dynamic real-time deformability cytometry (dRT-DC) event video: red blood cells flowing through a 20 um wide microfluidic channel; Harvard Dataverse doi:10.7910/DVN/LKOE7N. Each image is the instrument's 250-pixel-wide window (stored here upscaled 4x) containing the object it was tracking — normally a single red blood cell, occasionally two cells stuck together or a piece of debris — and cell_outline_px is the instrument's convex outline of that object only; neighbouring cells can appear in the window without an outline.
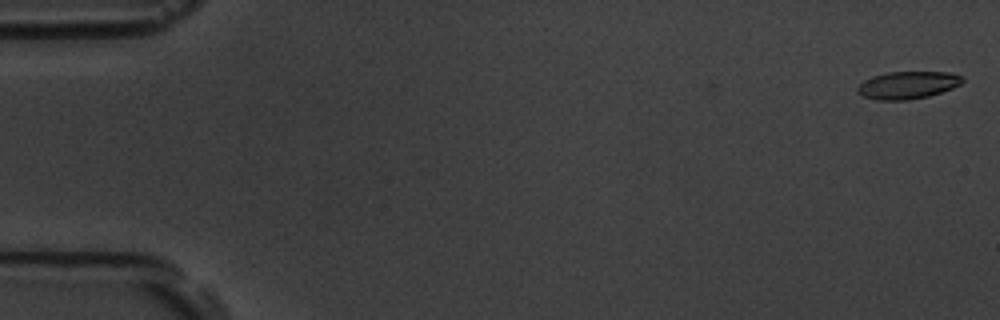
{"species": "common noctule bat (a hibernating species)", "species_latin": "Nyctalus noctula", "temperature_condition": "room temperature", "stored_images_in_passage": 58, "camera_frame_rate_fps": 3000, "um_per_image_px": 0.085, "animal": {"sex": "male", "body_mass_g": 19.5, "forearm_length_mm": 54.6}, "frame": {"image": 1, "passage_image": 2, "time_ms": 0.333, "image_size_px": [1000, 320], "cell_outline_px": [[964, 80], [960, 84], [952, 88], [928, 96], [908, 100], [876, 100], [864, 96], [856, 92], [856, 88], [864, 80], [872, 76], [888, 72], [948, 72], [960, 76]], "centroid_in_image_um": [77.11, 7.23], "position_along_channel_um": 7.9, "area_um2": 16.7}}
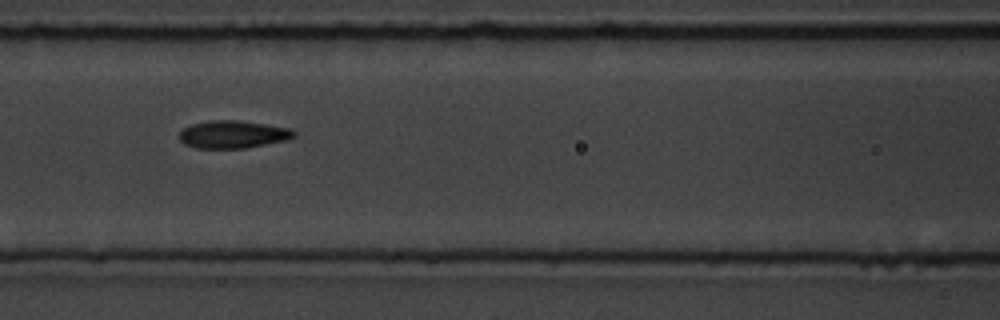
{"frame": {"image": 2, "passage_image": 26, "time_ms": 8.333, "image_size_px": [1000, 320], "cell_outline_px": [[296, 136], [288, 140], [244, 148], [196, 148], [184, 144], [180, 140], [180, 132], [184, 128], [192, 124], [208, 120], [240, 120], [288, 128], [296, 132]], "centroid_in_image_um": [19.8, 11.42], "position_along_channel_um": 146.8, "area_um2": 18.44}}
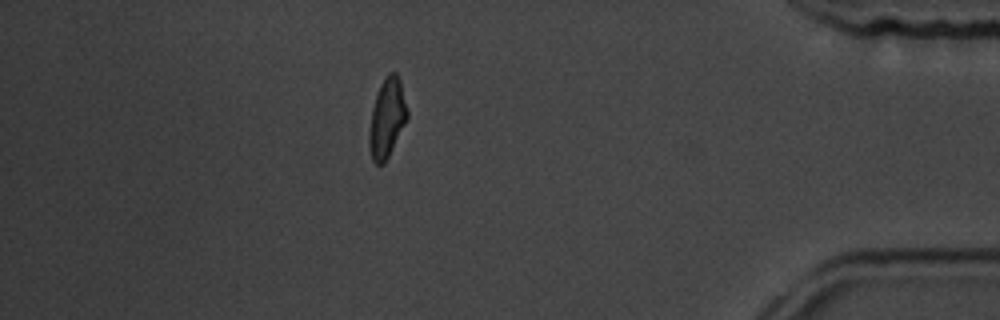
{"frame": {"image": 3, "passage_image": 51, "time_ms": 16.667, "image_size_px": [1000, 320], "cell_outline_px": [[408, 116], [384, 164], [376, 164], [372, 160], [368, 144], [368, 132], [372, 108], [380, 84], [388, 72], [396, 72], [400, 80], [408, 112]], "centroid_in_image_um": [32.87, 10.02], "position_along_channel_um": 402.3, "area_um2": 17.4}, "authors_computed_cell_mechanics": {"area_um2": 17.5134, "velocity_mm_per_s": 3.5798, "shape_relaxation_time_tau1_ms": 4.0229, "shape_relaxation_time_tau2_ms": 3.9092, "deformation_change_tau1": 0.1565, "deformation_change_tau2": 0.0788}}